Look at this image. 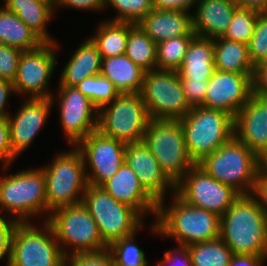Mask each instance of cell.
Segmentation results:
<instances>
[{"instance_id": "obj_29", "label": "cell", "mask_w": 267, "mask_h": 266, "mask_svg": "<svg viewBox=\"0 0 267 266\" xmlns=\"http://www.w3.org/2000/svg\"><path fill=\"white\" fill-rule=\"evenodd\" d=\"M0 43L22 51L39 48L45 43L15 13L0 8Z\"/></svg>"}, {"instance_id": "obj_14", "label": "cell", "mask_w": 267, "mask_h": 266, "mask_svg": "<svg viewBox=\"0 0 267 266\" xmlns=\"http://www.w3.org/2000/svg\"><path fill=\"white\" fill-rule=\"evenodd\" d=\"M175 194L188 205L213 212L219 217L240 197L232 187L217 181L197 164L175 186Z\"/></svg>"}, {"instance_id": "obj_30", "label": "cell", "mask_w": 267, "mask_h": 266, "mask_svg": "<svg viewBox=\"0 0 267 266\" xmlns=\"http://www.w3.org/2000/svg\"><path fill=\"white\" fill-rule=\"evenodd\" d=\"M135 25L132 22L101 21L91 37L98 47L101 58L125 54L129 31Z\"/></svg>"}, {"instance_id": "obj_31", "label": "cell", "mask_w": 267, "mask_h": 266, "mask_svg": "<svg viewBox=\"0 0 267 266\" xmlns=\"http://www.w3.org/2000/svg\"><path fill=\"white\" fill-rule=\"evenodd\" d=\"M125 54L145 72L157 69V44L137 24L129 31Z\"/></svg>"}, {"instance_id": "obj_23", "label": "cell", "mask_w": 267, "mask_h": 266, "mask_svg": "<svg viewBox=\"0 0 267 266\" xmlns=\"http://www.w3.org/2000/svg\"><path fill=\"white\" fill-rule=\"evenodd\" d=\"M137 25L156 43L189 34L192 13L179 10H150Z\"/></svg>"}, {"instance_id": "obj_20", "label": "cell", "mask_w": 267, "mask_h": 266, "mask_svg": "<svg viewBox=\"0 0 267 266\" xmlns=\"http://www.w3.org/2000/svg\"><path fill=\"white\" fill-rule=\"evenodd\" d=\"M102 188L116 201L135 209L143 218H156L158 202L144 189L133 170L124 162Z\"/></svg>"}, {"instance_id": "obj_53", "label": "cell", "mask_w": 267, "mask_h": 266, "mask_svg": "<svg viewBox=\"0 0 267 266\" xmlns=\"http://www.w3.org/2000/svg\"><path fill=\"white\" fill-rule=\"evenodd\" d=\"M258 166L267 167V144L264 148L257 154Z\"/></svg>"}, {"instance_id": "obj_55", "label": "cell", "mask_w": 267, "mask_h": 266, "mask_svg": "<svg viewBox=\"0 0 267 266\" xmlns=\"http://www.w3.org/2000/svg\"><path fill=\"white\" fill-rule=\"evenodd\" d=\"M257 65H267V53Z\"/></svg>"}, {"instance_id": "obj_48", "label": "cell", "mask_w": 267, "mask_h": 266, "mask_svg": "<svg viewBox=\"0 0 267 266\" xmlns=\"http://www.w3.org/2000/svg\"><path fill=\"white\" fill-rule=\"evenodd\" d=\"M266 262L261 255L233 254L229 266H264Z\"/></svg>"}, {"instance_id": "obj_40", "label": "cell", "mask_w": 267, "mask_h": 266, "mask_svg": "<svg viewBox=\"0 0 267 266\" xmlns=\"http://www.w3.org/2000/svg\"><path fill=\"white\" fill-rule=\"evenodd\" d=\"M22 52L19 48L0 43V79L15 80Z\"/></svg>"}, {"instance_id": "obj_27", "label": "cell", "mask_w": 267, "mask_h": 266, "mask_svg": "<svg viewBox=\"0 0 267 266\" xmlns=\"http://www.w3.org/2000/svg\"><path fill=\"white\" fill-rule=\"evenodd\" d=\"M3 6L15 13L44 42H56L46 27L57 10L52 5L39 0H4Z\"/></svg>"}, {"instance_id": "obj_17", "label": "cell", "mask_w": 267, "mask_h": 266, "mask_svg": "<svg viewBox=\"0 0 267 266\" xmlns=\"http://www.w3.org/2000/svg\"><path fill=\"white\" fill-rule=\"evenodd\" d=\"M253 75L215 70L201 107L222 110L235 117L253 96Z\"/></svg>"}, {"instance_id": "obj_33", "label": "cell", "mask_w": 267, "mask_h": 266, "mask_svg": "<svg viewBox=\"0 0 267 266\" xmlns=\"http://www.w3.org/2000/svg\"><path fill=\"white\" fill-rule=\"evenodd\" d=\"M196 36L192 30L181 37L167 39L157 44V69L177 71L186 55L188 46Z\"/></svg>"}, {"instance_id": "obj_22", "label": "cell", "mask_w": 267, "mask_h": 266, "mask_svg": "<svg viewBox=\"0 0 267 266\" xmlns=\"http://www.w3.org/2000/svg\"><path fill=\"white\" fill-rule=\"evenodd\" d=\"M234 137L256 154L267 144V108L254 96L234 117Z\"/></svg>"}, {"instance_id": "obj_35", "label": "cell", "mask_w": 267, "mask_h": 266, "mask_svg": "<svg viewBox=\"0 0 267 266\" xmlns=\"http://www.w3.org/2000/svg\"><path fill=\"white\" fill-rule=\"evenodd\" d=\"M260 13V11L253 8L238 7L233 13L229 27L222 38L248 45Z\"/></svg>"}, {"instance_id": "obj_32", "label": "cell", "mask_w": 267, "mask_h": 266, "mask_svg": "<svg viewBox=\"0 0 267 266\" xmlns=\"http://www.w3.org/2000/svg\"><path fill=\"white\" fill-rule=\"evenodd\" d=\"M193 266H229L233 252L219 237L187 246Z\"/></svg>"}, {"instance_id": "obj_11", "label": "cell", "mask_w": 267, "mask_h": 266, "mask_svg": "<svg viewBox=\"0 0 267 266\" xmlns=\"http://www.w3.org/2000/svg\"><path fill=\"white\" fill-rule=\"evenodd\" d=\"M42 223V228L31 222L15 226L7 266H64L65 255L52 227Z\"/></svg>"}, {"instance_id": "obj_7", "label": "cell", "mask_w": 267, "mask_h": 266, "mask_svg": "<svg viewBox=\"0 0 267 266\" xmlns=\"http://www.w3.org/2000/svg\"><path fill=\"white\" fill-rule=\"evenodd\" d=\"M144 143L156 158L166 177L176 186L195 165L188 155L179 120L151 119Z\"/></svg>"}, {"instance_id": "obj_41", "label": "cell", "mask_w": 267, "mask_h": 266, "mask_svg": "<svg viewBox=\"0 0 267 266\" xmlns=\"http://www.w3.org/2000/svg\"><path fill=\"white\" fill-rule=\"evenodd\" d=\"M180 81L190 106H201L205 101L209 79H180Z\"/></svg>"}, {"instance_id": "obj_13", "label": "cell", "mask_w": 267, "mask_h": 266, "mask_svg": "<svg viewBox=\"0 0 267 266\" xmlns=\"http://www.w3.org/2000/svg\"><path fill=\"white\" fill-rule=\"evenodd\" d=\"M58 45L57 42H45L37 49L22 52L13 81L16 95L21 98L24 95L28 98L52 97L54 93L48 89L57 66Z\"/></svg>"}, {"instance_id": "obj_6", "label": "cell", "mask_w": 267, "mask_h": 266, "mask_svg": "<svg viewBox=\"0 0 267 266\" xmlns=\"http://www.w3.org/2000/svg\"><path fill=\"white\" fill-rule=\"evenodd\" d=\"M179 121L188 155L195 164L234 137V117L222 110L194 106Z\"/></svg>"}, {"instance_id": "obj_1", "label": "cell", "mask_w": 267, "mask_h": 266, "mask_svg": "<svg viewBox=\"0 0 267 266\" xmlns=\"http://www.w3.org/2000/svg\"><path fill=\"white\" fill-rule=\"evenodd\" d=\"M158 202L152 234L173 238L177 245L190 246L220 237V217L205 209L190 206L175 193Z\"/></svg>"}, {"instance_id": "obj_5", "label": "cell", "mask_w": 267, "mask_h": 266, "mask_svg": "<svg viewBox=\"0 0 267 266\" xmlns=\"http://www.w3.org/2000/svg\"><path fill=\"white\" fill-rule=\"evenodd\" d=\"M46 178V201L48 215L61 207L82 203L88 182L84 158L76 146L56 154L51 164L43 165Z\"/></svg>"}, {"instance_id": "obj_24", "label": "cell", "mask_w": 267, "mask_h": 266, "mask_svg": "<svg viewBox=\"0 0 267 266\" xmlns=\"http://www.w3.org/2000/svg\"><path fill=\"white\" fill-rule=\"evenodd\" d=\"M101 55L91 38L84 40L70 57L59 77V86H75L87 77L100 74Z\"/></svg>"}, {"instance_id": "obj_19", "label": "cell", "mask_w": 267, "mask_h": 266, "mask_svg": "<svg viewBox=\"0 0 267 266\" xmlns=\"http://www.w3.org/2000/svg\"><path fill=\"white\" fill-rule=\"evenodd\" d=\"M125 163L133 170L144 189L157 201L175 193V185L166 177L144 141L126 144Z\"/></svg>"}, {"instance_id": "obj_49", "label": "cell", "mask_w": 267, "mask_h": 266, "mask_svg": "<svg viewBox=\"0 0 267 266\" xmlns=\"http://www.w3.org/2000/svg\"><path fill=\"white\" fill-rule=\"evenodd\" d=\"M15 93L13 82L0 79V118L8 117L10 112H7L8 99L12 93Z\"/></svg>"}, {"instance_id": "obj_3", "label": "cell", "mask_w": 267, "mask_h": 266, "mask_svg": "<svg viewBox=\"0 0 267 266\" xmlns=\"http://www.w3.org/2000/svg\"><path fill=\"white\" fill-rule=\"evenodd\" d=\"M5 211V213H3ZM18 223L48 214L46 178L42 168L21 170L0 178V214Z\"/></svg>"}, {"instance_id": "obj_9", "label": "cell", "mask_w": 267, "mask_h": 266, "mask_svg": "<svg viewBox=\"0 0 267 266\" xmlns=\"http://www.w3.org/2000/svg\"><path fill=\"white\" fill-rule=\"evenodd\" d=\"M46 222L52 227L65 256L108 249L100 237L97 223L82 203L52 211Z\"/></svg>"}, {"instance_id": "obj_18", "label": "cell", "mask_w": 267, "mask_h": 266, "mask_svg": "<svg viewBox=\"0 0 267 266\" xmlns=\"http://www.w3.org/2000/svg\"><path fill=\"white\" fill-rule=\"evenodd\" d=\"M53 104L50 98H26L16 114L8 115L10 143L16 157L32 145L48 120Z\"/></svg>"}, {"instance_id": "obj_38", "label": "cell", "mask_w": 267, "mask_h": 266, "mask_svg": "<svg viewBox=\"0 0 267 266\" xmlns=\"http://www.w3.org/2000/svg\"><path fill=\"white\" fill-rule=\"evenodd\" d=\"M249 57L256 66L267 53V12H261L257 17L253 36L248 44Z\"/></svg>"}, {"instance_id": "obj_52", "label": "cell", "mask_w": 267, "mask_h": 266, "mask_svg": "<svg viewBox=\"0 0 267 266\" xmlns=\"http://www.w3.org/2000/svg\"><path fill=\"white\" fill-rule=\"evenodd\" d=\"M253 96L267 108V90H253Z\"/></svg>"}, {"instance_id": "obj_8", "label": "cell", "mask_w": 267, "mask_h": 266, "mask_svg": "<svg viewBox=\"0 0 267 266\" xmlns=\"http://www.w3.org/2000/svg\"><path fill=\"white\" fill-rule=\"evenodd\" d=\"M82 204L97 223L100 237L107 247L134 234L144 224V218L135 209L116 201L102 187L88 184Z\"/></svg>"}, {"instance_id": "obj_51", "label": "cell", "mask_w": 267, "mask_h": 266, "mask_svg": "<svg viewBox=\"0 0 267 266\" xmlns=\"http://www.w3.org/2000/svg\"><path fill=\"white\" fill-rule=\"evenodd\" d=\"M239 7L253 8L260 12H267V0H235Z\"/></svg>"}, {"instance_id": "obj_10", "label": "cell", "mask_w": 267, "mask_h": 266, "mask_svg": "<svg viewBox=\"0 0 267 266\" xmlns=\"http://www.w3.org/2000/svg\"><path fill=\"white\" fill-rule=\"evenodd\" d=\"M151 118L141 93L119 94L98 110L97 130L124 144L143 140Z\"/></svg>"}, {"instance_id": "obj_12", "label": "cell", "mask_w": 267, "mask_h": 266, "mask_svg": "<svg viewBox=\"0 0 267 266\" xmlns=\"http://www.w3.org/2000/svg\"><path fill=\"white\" fill-rule=\"evenodd\" d=\"M140 93L151 119L179 120L192 109L177 71L155 69L145 72Z\"/></svg>"}, {"instance_id": "obj_54", "label": "cell", "mask_w": 267, "mask_h": 266, "mask_svg": "<svg viewBox=\"0 0 267 266\" xmlns=\"http://www.w3.org/2000/svg\"><path fill=\"white\" fill-rule=\"evenodd\" d=\"M39 1H42V2L49 4V5H52L56 9V5H57L58 0H39Z\"/></svg>"}, {"instance_id": "obj_39", "label": "cell", "mask_w": 267, "mask_h": 266, "mask_svg": "<svg viewBox=\"0 0 267 266\" xmlns=\"http://www.w3.org/2000/svg\"><path fill=\"white\" fill-rule=\"evenodd\" d=\"M64 266H115L108 249L100 252L75 253L65 256Z\"/></svg>"}, {"instance_id": "obj_44", "label": "cell", "mask_w": 267, "mask_h": 266, "mask_svg": "<svg viewBox=\"0 0 267 266\" xmlns=\"http://www.w3.org/2000/svg\"><path fill=\"white\" fill-rule=\"evenodd\" d=\"M155 266H193L190 252L186 246L177 245L173 250L164 252L163 259Z\"/></svg>"}, {"instance_id": "obj_15", "label": "cell", "mask_w": 267, "mask_h": 266, "mask_svg": "<svg viewBox=\"0 0 267 266\" xmlns=\"http://www.w3.org/2000/svg\"><path fill=\"white\" fill-rule=\"evenodd\" d=\"M76 147L83 155L87 182L102 187L125 162L126 144L101 134L98 130Z\"/></svg>"}, {"instance_id": "obj_42", "label": "cell", "mask_w": 267, "mask_h": 266, "mask_svg": "<svg viewBox=\"0 0 267 266\" xmlns=\"http://www.w3.org/2000/svg\"><path fill=\"white\" fill-rule=\"evenodd\" d=\"M16 157L12 153L10 134H9V122L8 117L0 118V161L3 166L2 170H7L12 163L15 162Z\"/></svg>"}, {"instance_id": "obj_16", "label": "cell", "mask_w": 267, "mask_h": 266, "mask_svg": "<svg viewBox=\"0 0 267 266\" xmlns=\"http://www.w3.org/2000/svg\"><path fill=\"white\" fill-rule=\"evenodd\" d=\"M57 95L50 100L58 103L59 121L69 145L76 146L97 130L98 109L75 86H57ZM57 96L58 99H54Z\"/></svg>"}, {"instance_id": "obj_45", "label": "cell", "mask_w": 267, "mask_h": 266, "mask_svg": "<svg viewBox=\"0 0 267 266\" xmlns=\"http://www.w3.org/2000/svg\"><path fill=\"white\" fill-rule=\"evenodd\" d=\"M58 7L102 12L105 10V0H58L56 8Z\"/></svg>"}, {"instance_id": "obj_25", "label": "cell", "mask_w": 267, "mask_h": 266, "mask_svg": "<svg viewBox=\"0 0 267 266\" xmlns=\"http://www.w3.org/2000/svg\"><path fill=\"white\" fill-rule=\"evenodd\" d=\"M144 73L126 54L101 60L100 74L109 79L120 94L140 93Z\"/></svg>"}, {"instance_id": "obj_50", "label": "cell", "mask_w": 267, "mask_h": 266, "mask_svg": "<svg viewBox=\"0 0 267 266\" xmlns=\"http://www.w3.org/2000/svg\"><path fill=\"white\" fill-rule=\"evenodd\" d=\"M253 90H267V65H256L252 79Z\"/></svg>"}, {"instance_id": "obj_36", "label": "cell", "mask_w": 267, "mask_h": 266, "mask_svg": "<svg viewBox=\"0 0 267 266\" xmlns=\"http://www.w3.org/2000/svg\"><path fill=\"white\" fill-rule=\"evenodd\" d=\"M140 229L132 235L120 238L113 242L108 250L110 251L115 266H148L146 254L142 248L135 244V238ZM152 266V265H151Z\"/></svg>"}, {"instance_id": "obj_34", "label": "cell", "mask_w": 267, "mask_h": 266, "mask_svg": "<svg viewBox=\"0 0 267 266\" xmlns=\"http://www.w3.org/2000/svg\"><path fill=\"white\" fill-rule=\"evenodd\" d=\"M75 87L89 98L98 110L120 94L113 83L101 74L87 77Z\"/></svg>"}, {"instance_id": "obj_46", "label": "cell", "mask_w": 267, "mask_h": 266, "mask_svg": "<svg viewBox=\"0 0 267 266\" xmlns=\"http://www.w3.org/2000/svg\"><path fill=\"white\" fill-rule=\"evenodd\" d=\"M252 195L267 213V167H259Z\"/></svg>"}, {"instance_id": "obj_47", "label": "cell", "mask_w": 267, "mask_h": 266, "mask_svg": "<svg viewBox=\"0 0 267 266\" xmlns=\"http://www.w3.org/2000/svg\"><path fill=\"white\" fill-rule=\"evenodd\" d=\"M197 0H152L154 9L157 10H179L190 12L195 7Z\"/></svg>"}, {"instance_id": "obj_37", "label": "cell", "mask_w": 267, "mask_h": 266, "mask_svg": "<svg viewBox=\"0 0 267 266\" xmlns=\"http://www.w3.org/2000/svg\"><path fill=\"white\" fill-rule=\"evenodd\" d=\"M111 6L116 16L106 19L113 22H132L137 24L152 10V0H105V8Z\"/></svg>"}, {"instance_id": "obj_2", "label": "cell", "mask_w": 267, "mask_h": 266, "mask_svg": "<svg viewBox=\"0 0 267 266\" xmlns=\"http://www.w3.org/2000/svg\"><path fill=\"white\" fill-rule=\"evenodd\" d=\"M220 238L233 254L261 255L267 261V213L253 195H240L220 217Z\"/></svg>"}, {"instance_id": "obj_43", "label": "cell", "mask_w": 267, "mask_h": 266, "mask_svg": "<svg viewBox=\"0 0 267 266\" xmlns=\"http://www.w3.org/2000/svg\"><path fill=\"white\" fill-rule=\"evenodd\" d=\"M17 224L16 220L8 219L0 214V260L6 258V266L10 259L12 234Z\"/></svg>"}, {"instance_id": "obj_21", "label": "cell", "mask_w": 267, "mask_h": 266, "mask_svg": "<svg viewBox=\"0 0 267 266\" xmlns=\"http://www.w3.org/2000/svg\"><path fill=\"white\" fill-rule=\"evenodd\" d=\"M238 7L235 0H197L192 14V29L196 36L222 37Z\"/></svg>"}, {"instance_id": "obj_28", "label": "cell", "mask_w": 267, "mask_h": 266, "mask_svg": "<svg viewBox=\"0 0 267 266\" xmlns=\"http://www.w3.org/2000/svg\"><path fill=\"white\" fill-rule=\"evenodd\" d=\"M215 70L254 74L255 66L249 57L248 45L218 37L214 39Z\"/></svg>"}, {"instance_id": "obj_26", "label": "cell", "mask_w": 267, "mask_h": 266, "mask_svg": "<svg viewBox=\"0 0 267 266\" xmlns=\"http://www.w3.org/2000/svg\"><path fill=\"white\" fill-rule=\"evenodd\" d=\"M214 71V39L195 36L177 70L180 79H210Z\"/></svg>"}, {"instance_id": "obj_4", "label": "cell", "mask_w": 267, "mask_h": 266, "mask_svg": "<svg viewBox=\"0 0 267 266\" xmlns=\"http://www.w3.org/2000/svg\"><path fill=\"white\" fill-rule=\"evenodd\" d=\"M240 195H252L259 169L257 154L233 137L197 164Z\"/></svg>"}]
</instances>
